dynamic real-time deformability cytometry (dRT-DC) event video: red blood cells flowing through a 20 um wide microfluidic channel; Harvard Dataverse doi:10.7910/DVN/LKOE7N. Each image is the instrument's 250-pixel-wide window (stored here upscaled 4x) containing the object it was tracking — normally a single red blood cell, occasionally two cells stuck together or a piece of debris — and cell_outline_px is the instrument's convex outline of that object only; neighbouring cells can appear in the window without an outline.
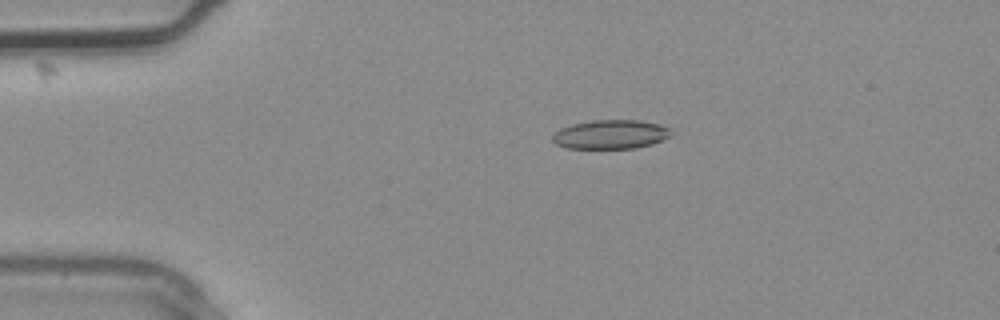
{"species": "common noctule bat (a hibernating species)", "species_latin": "Nyctalus noctula", "temperature_condition": "warm", "stored_images_in_passage": 2, "camera_frame_rate_fps": 3000, "um_per_image_px": 0.085, "animal": {"sex": "male", "body_mass_g": 20.4}, "frame": {"image": 1, "passage_image": 1, "time_ms": 0.0, "image_size_px": [1000, 320], "cell_outline_px": [[672, 136], [652, 144], [636, 148], [568, 148], [556, 144], [552, 140], [552, 136], [560, 128], [572, 124], [592, 120], [636, 120], [660, 124], [672, 128]], "centroid_in_image_um": [51.94, 11.42], "position_along_channel_um": 33.1, "area_um2": 20.17}}